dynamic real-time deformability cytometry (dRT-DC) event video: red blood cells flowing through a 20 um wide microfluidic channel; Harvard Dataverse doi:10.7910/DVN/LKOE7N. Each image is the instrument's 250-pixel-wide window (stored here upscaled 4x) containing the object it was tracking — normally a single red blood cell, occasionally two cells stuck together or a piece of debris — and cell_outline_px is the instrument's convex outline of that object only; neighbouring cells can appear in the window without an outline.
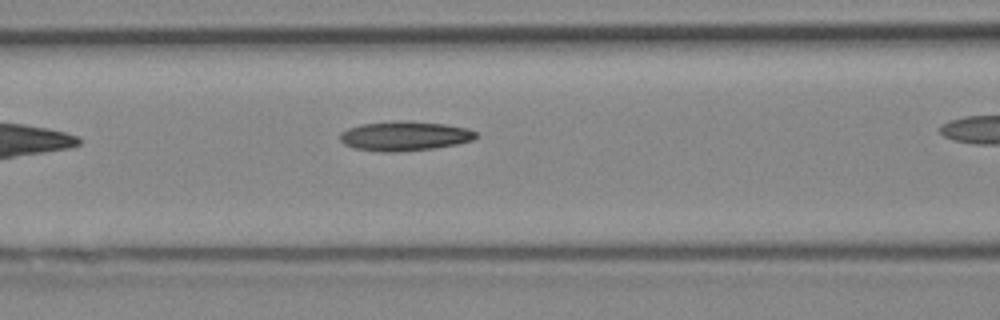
{"species": "Egyptian fruit bat (a non-hibernating species)", "species_latin": "Rousettus aegyptiacus", "temperature_condition": "cold", "stored_images_in_passage": 5, "camera_frame_rate_fps": 3000, "um_per_image_px": 0.085, "animal": {"sex": "female"}, "frame": {"image": 1, "passage_image": 5, "time_ms": 1.333, "image_size_px": [1000, 320], "cell_outline_px": [[480, 136], [472, 140], [456, 144], [432, 148], [400, 152], [376, 152], [352, 148], [344, 144], [340, 140], [340, 132], [348, 128], [360, 124], [400, 120], [444, 124], [468, 128], [476, 132]], "centroid_in_image_um": [34.36, 11.57], "position_along_channel_um": 132.2, "area_um2": 23.58}}